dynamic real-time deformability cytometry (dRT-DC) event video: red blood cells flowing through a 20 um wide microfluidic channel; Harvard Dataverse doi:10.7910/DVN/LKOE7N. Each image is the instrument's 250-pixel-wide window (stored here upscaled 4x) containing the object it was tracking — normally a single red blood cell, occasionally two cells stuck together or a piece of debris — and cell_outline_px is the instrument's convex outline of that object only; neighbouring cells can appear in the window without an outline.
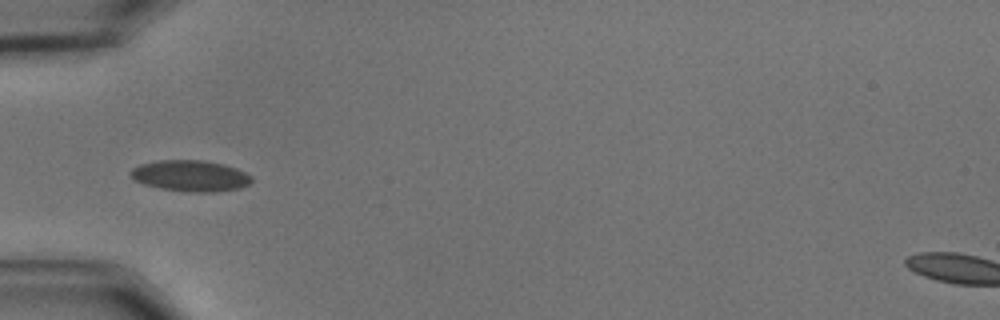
{"species": "common noctule bat (a hibernating species)", "species_latin": "Nyctalus noctula", "temperature_condition": "cold", "stored_images_in_passage": 33, "camera_frame_rate_fps": 3000, "um_per_image_px": 0.085, "animal": {"sex": "male", "body_mass_g": 15.6}, "frame": {"image": 1, "passage_image": 1, "time_ms": 0.0, "image_size_px": [1000, 320], "cell_outline_px": [[252, 180], [248, 184], [240, 188], [216, 192], [188, 192], [160, 188], [144, 184], [136, 180], [128, 172], [132, 168], [140, 164], [160, 160], [200, 160], [224, 164], [236, 168], [252, 176]], "centroid_in_image_um": [16.19, 14.94], "position_along_channel_um": 68.8, "area_um2": 21.91}}
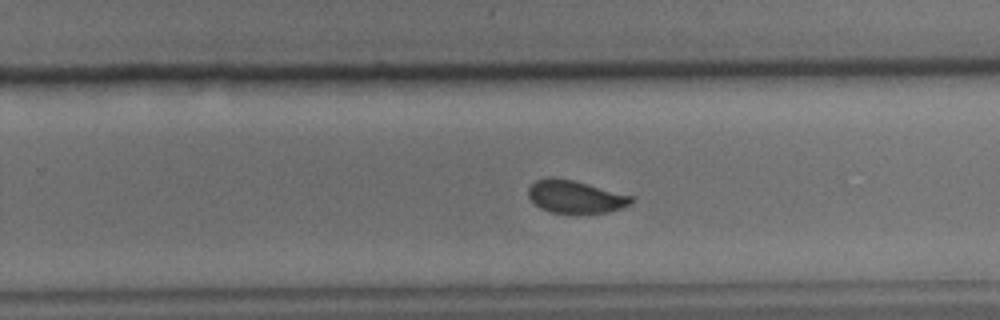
{"frame": {"image": 2, "passage_image": 19, "time_ms": 6.0, "image_size_px": [1000, 320], "cell_outline_px": [[636, 200], [632, 204], [608, 212], [552, 212], [540, 208], [528, 196], [528, 188], [536, 180], [548, 176], [552, 176], [572, 180], [636, 196]], "centroid_in_image_um": [48.95, 16.7], "position_along_channel_um": 280.9, "area_um2": 19.59}}
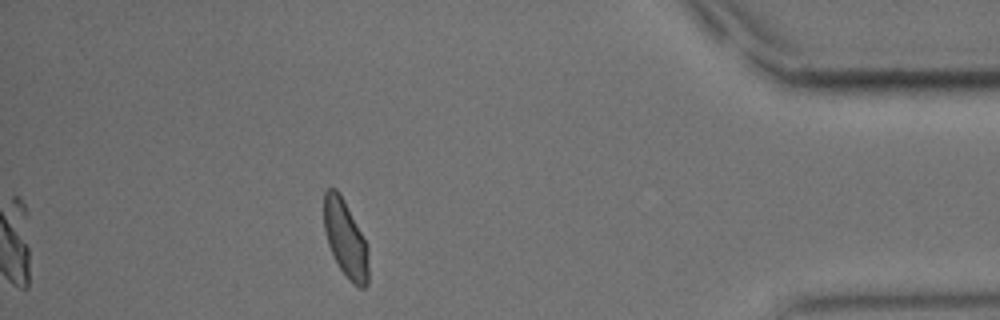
{"frame": {"image": 3, "passage_image": 33, "time_ms": 10.667, "image_size_px": [1000, 320], "cell_outline_px": [[368, 284], [364, 288], [360, 288], [352, 284], [340, 268], [328, 244], [324, 228], [324, 192], [328, 188], [336, 188], [340, 192], [368, 244]], "centroid_in_image_um": [29.38, 20.29], "position_along_channel_um": 405.8, "area_um2": 20.11}, "authors_computed_cell_mechanics": {"area_um2": 20.8658, "velocity_mm_per_s": 3.54, "shape_relaxation_time_tau1_ms": 3.374, "shape_relaxation_time_tau2_ms": null, "deformation_change_tau1": 0.0977, "deformation_change_tau2": null}}